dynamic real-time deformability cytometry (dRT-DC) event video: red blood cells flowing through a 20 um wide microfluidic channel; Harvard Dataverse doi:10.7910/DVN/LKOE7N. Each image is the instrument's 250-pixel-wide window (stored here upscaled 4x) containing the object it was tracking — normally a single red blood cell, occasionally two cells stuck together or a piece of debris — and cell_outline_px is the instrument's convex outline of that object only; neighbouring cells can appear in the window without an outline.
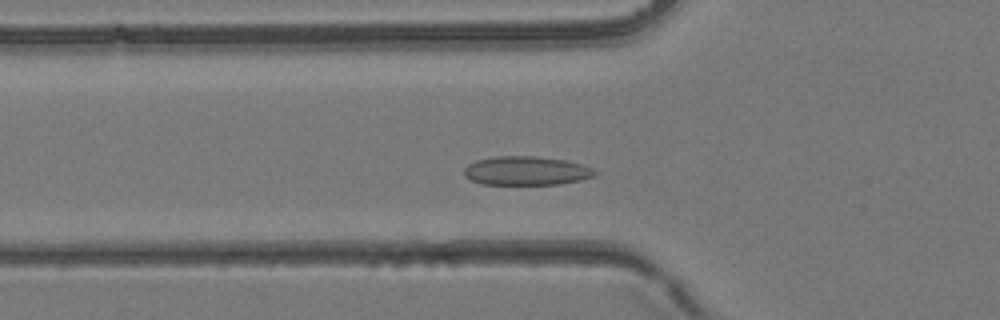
{"species": "common noctule bat (a hibernating species)", "species_latin": "Nyctalus noctula", "temperature_condition": "room temperature", "stored_images_in_passage": 35, "camera_frame_rate_fps": 3000, "um_per_image_px": 0.085, "animal": {"sex": "female", "body_mass_g": 24.6, "forearm_length_mm": 56.2}, "frame": {"image": 1, "passage_image": 8, "time_ms": 2.333, "image_size_px": [1000, 320], "cell_outline_px": [[600, 172], [596, 176], [580, 180], [560, 184], [480, 184], [464, 176], [464, 168], [468, 164], [476, 160], [492, 156], [536, 156], [564, 160], [584, 164]], "centroid_in_image_um": [44.76, 14.51], "position_along_channel_um": 81.0, "area_um2": 22.25}}
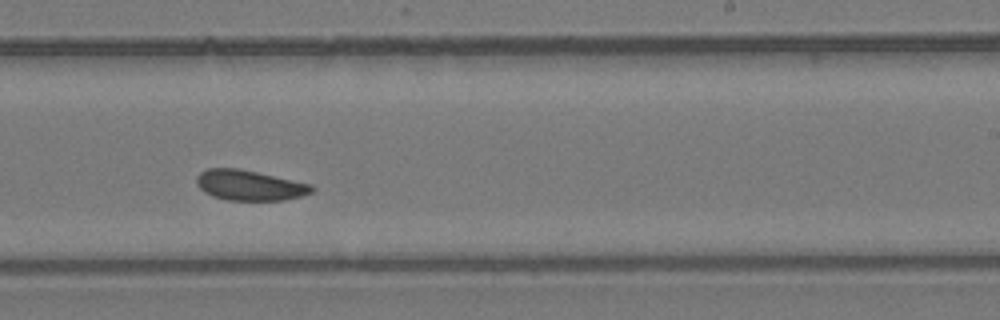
{"frame": {"image": 2, "passage_image": 19, "time_ms": 6.0, "image_size_px": [1000, 320], "cell_outline_px": [[316, 188], [312, 192], [304, 196], [284, 200], [228, 200], [212, 196], [204, 192], [196, 184], [196, 176], [200, 172], [208, 168], [236, 168], [256, 172], [312, 184]], "centroid_in_image_um": [21.22, 15.75], "position_along_channel_um": 267.8, "area_um2": 20.4}}
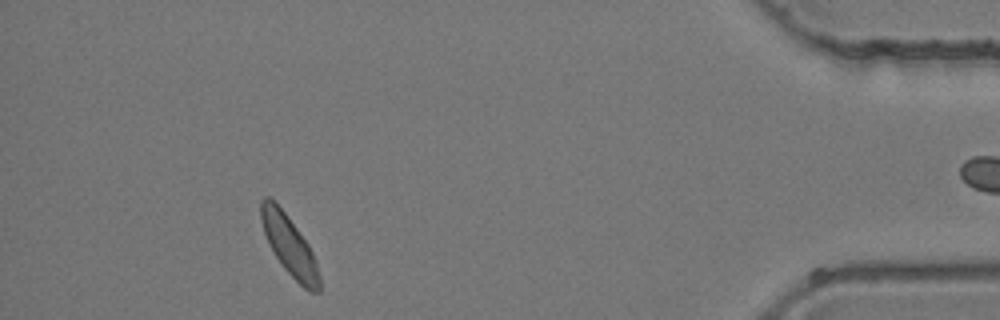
{"frame": {"image": 3, "passage_image": 31, "time_ms": 10.0, "image_size_px": [1000, 320], "cell_outline_px": [[320, 292], [308, 292], [284, 268], [276, 256], [264, 232], [260, 220], [260, 200], [264, 196], [268, 196], [284, 212], [308, 244], [312, 252], [320, 276]], "centroid_in_image_um": [24.59, 20.88], "position_along_channel_um": 410.6, "area_um2": 19.77}}